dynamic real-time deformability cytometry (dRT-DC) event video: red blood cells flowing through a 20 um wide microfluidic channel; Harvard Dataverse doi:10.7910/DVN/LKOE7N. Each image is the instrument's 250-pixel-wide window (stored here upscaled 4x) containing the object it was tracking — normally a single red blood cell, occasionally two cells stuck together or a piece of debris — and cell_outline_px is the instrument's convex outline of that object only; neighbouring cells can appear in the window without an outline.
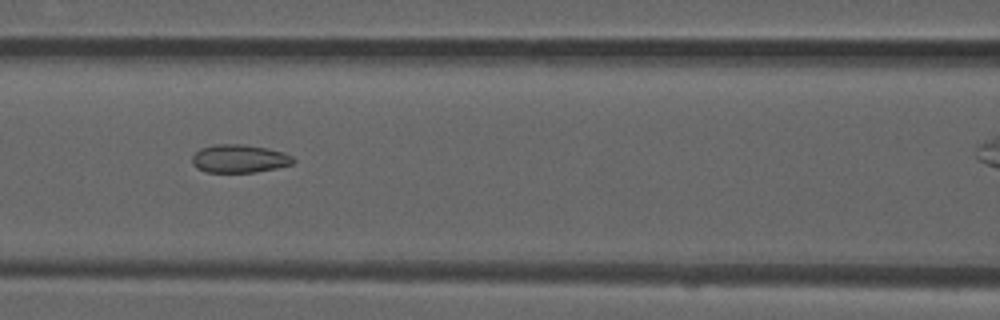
{"species": "common noctule bat (a hibernating species)", "species_latin": "Nyctalus noctula", "temperature_condition": "room temperature", "stored_images_in_passage": 9, "camera_frame_rate_fps": 3000, "um_per_image_px": 0.085, "animal": {"sex": "male", "forearm_length_mm": 52.5}, "frame": {"image": 1, "passage_image": 7, "time_ms": 2.0, "image_size_px": [1000, 320], "cell_outline_px": [[296, 160], [292, 164], [276, 168], [256, 172], [204, 172], [196, 168], [192, 164], [192, 156], [200, 148], [216, 144], [244, 144], [268, 148], [284, 152], [292, 156]], "centroid_in_image_um": [20.34, 13.48], "position_along_channel_um": 146.3, "area_um2": 16.76}}
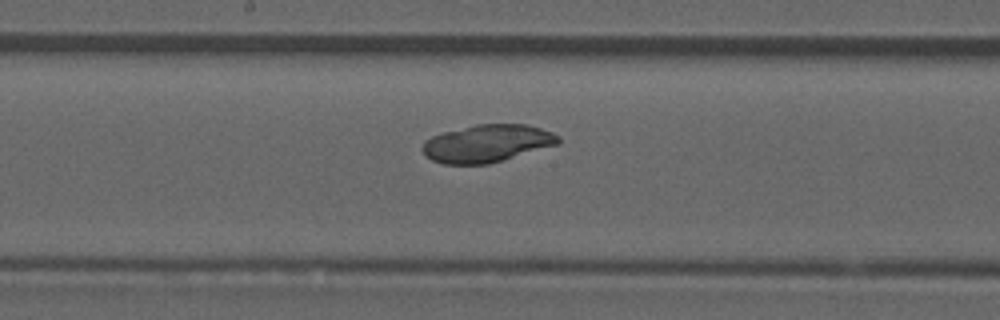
{"frame": {"image": 2, "passage_image": 9, "time_ms": 2.667, "image_size_px": [1000, 320], "cell_outline_px": [[560, 140], [556, 144], [488, 164], [444, 164], [432, 160], [420, 148], [424, 140], [432, 136], [444, 132], [476, 124], [528, 124], [552, 132], [560, 136]], "centroid_in_image_um": [41.37, 12.18], "position_along_channel_um": 206.8, "area_um2": 29.42}}